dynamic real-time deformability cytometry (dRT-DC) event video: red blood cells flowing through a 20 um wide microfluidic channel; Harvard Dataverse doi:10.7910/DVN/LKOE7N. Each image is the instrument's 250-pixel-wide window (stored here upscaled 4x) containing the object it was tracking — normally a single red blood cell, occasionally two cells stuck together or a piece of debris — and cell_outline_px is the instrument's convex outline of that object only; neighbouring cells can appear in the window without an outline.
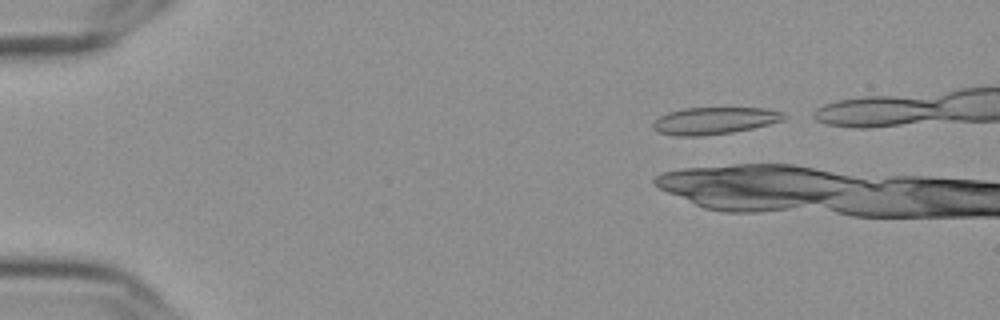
{"species": "Egyptian fruit bat (a non-hibernating species)", "species_latin": "Rousettus aegyptiacus", "temperature_condition": "cold", "stored_images_in_passage": 7, "camera_frame_rate_fps": 3000, "um_per_image_px": 0.085, "frame": {"image": 1, "passage_image": 2, "time_ms": 0.333, "image_size_px": [1000, 320], "cell_outline_px": [[788, 116], [784, 120], [752, 128], [732, 132], [696, 136], [676, 136], [660, 132], [652, 128], [652, 124], [660, 116], [668, 112], [684, 108], [764, 108], [784, 112]], "centroid_in_image_um": [60.74, 10.25], "position_along_channel_um": 24.3, "area_um2": 20.52}}